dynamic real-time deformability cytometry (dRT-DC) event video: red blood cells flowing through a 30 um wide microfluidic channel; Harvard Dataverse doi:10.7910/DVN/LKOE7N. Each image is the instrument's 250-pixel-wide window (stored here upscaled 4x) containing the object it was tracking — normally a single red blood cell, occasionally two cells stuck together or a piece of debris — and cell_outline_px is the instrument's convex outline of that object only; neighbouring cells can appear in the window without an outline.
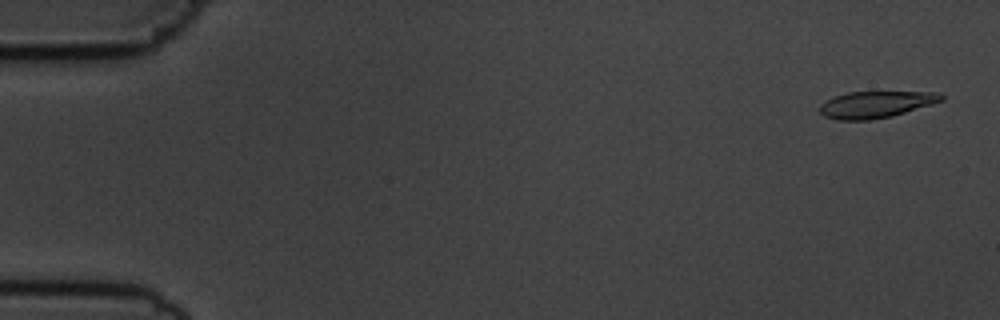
{"species": "common noctule bat (a hibernating species)", "species_latin": "Nyctalus noctula", "temperature_condition": "cold", "stored_images_in_passage": 55, "camera_frame_rate_fps": 3000, "um_per_image_px": 0.085, "animal": {"sex": "male", "body_mass_g": 19.5, "forearm_length_mm": 54.6}, "frame": {"image": 1, "passage_image": 2, "time_ms": 0.333, "image_size_px": [1000, 320], "cell_outline_px": [[944, 100], [932, 104], [892, 116], [868, 120], [836, 120], [824, 116], [820, 112], [820, 104], [836, 96], [848, 92], [940, 92], [944, 96]], "centroid_in_image_um": [74.46, 8.88], "position_along_channel_um": 10.5, "area_um2": 18.79}}
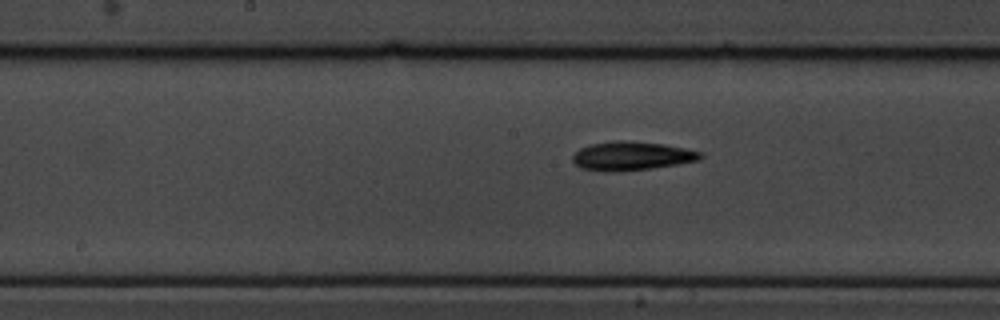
{"frame": {"image": 2, "passage_image": 28, "time_ms": 9.0, "image_size_px": [1000, 320], "cell_outline_px": [[704, 156], [700, 160], [652, 168], [612, 172], [580, 168], [572, 160], [572, 156], [580, 148], [588, 144], [616, 140], [624, 140], [664, 144], [704, 152]], "centroid_in_image_um": [53.7, 13.24], "position_along_channel_um": 194.5, "area_um2": 21.5}}
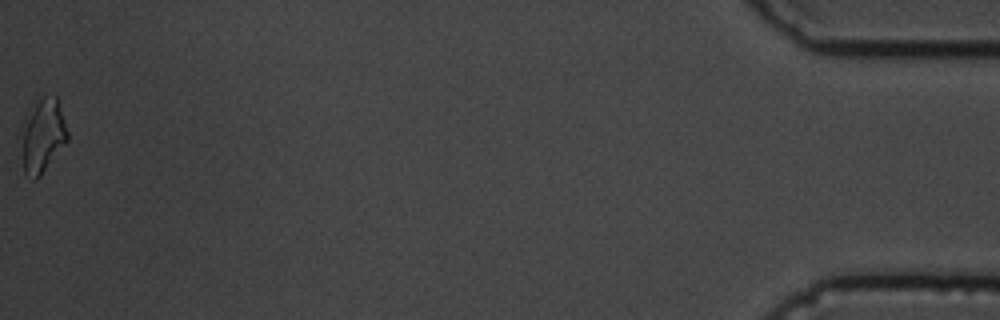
{"frame": {"image": 3, "passage_image": 55, "time_ms": 18.0, "image_size_px": [1000, 320], "cell_outline_px": [[68, 140], [40, 176], [36, 180], [32, 180], [24, 172], [20, 124], [36, 104], [44, 96], [56, 96], [68, 132]], "centroid_in_image_um": [3.61, 11.57], "position_along_channel_um": 431.6, "area_um2": 19.59}, "authors_computed_cell_mechanics": {"area_um2": 19.5364, "velocity_mm_per_s": 3.6736, "shape_relaxation_time_tau1_ms": 4.0156, "shape_relaxation_time_tau2_ms": 6.1118, "deformation_change_tau1": 0.1482, "deformation_change_tau2": 0.1533}}